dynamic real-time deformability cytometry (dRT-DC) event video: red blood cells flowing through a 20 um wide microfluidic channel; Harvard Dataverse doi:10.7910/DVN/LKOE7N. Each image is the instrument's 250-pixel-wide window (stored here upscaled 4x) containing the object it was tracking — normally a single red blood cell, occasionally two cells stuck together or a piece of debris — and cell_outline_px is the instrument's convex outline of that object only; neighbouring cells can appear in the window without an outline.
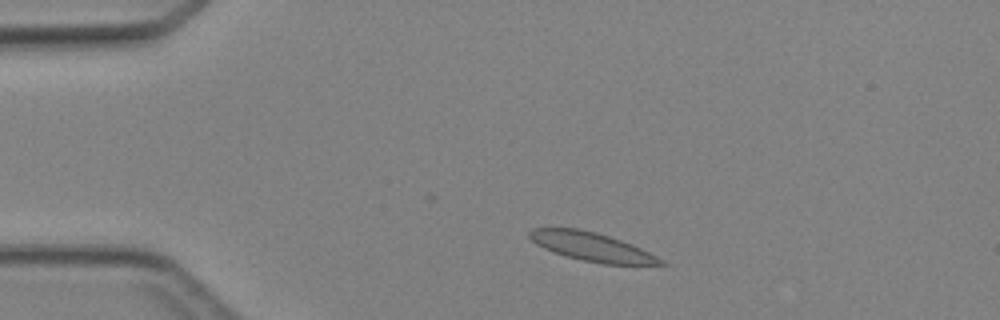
{"species": "Egyptian fruit bat (a non-hibernating species)", "species_latin": "Rousettus aegyptiacus", "temperature_condition": "cold", "stored_images_in_passage": 2, "camera_frame_rate_fps": 3000, "um_per_image_px": 0.085, "animal": {"sex": "female"}, "frame": {"image": 1, "passage_image": 1, "time_ms": 0.0, "image_size_px": [1000, 320], "cell_outline_px": [[668, 264], [604, 264], [584, 260], [552, 252], [536, 244], [528, 236], [528, 232], [532, 228], [580, 228], [596, 232], [632, 244], [664, 260]], "centroid_in_image_um": [50.26, 20.96], "position_along_channel_um": 34.7, "area_um2": 21.62}}